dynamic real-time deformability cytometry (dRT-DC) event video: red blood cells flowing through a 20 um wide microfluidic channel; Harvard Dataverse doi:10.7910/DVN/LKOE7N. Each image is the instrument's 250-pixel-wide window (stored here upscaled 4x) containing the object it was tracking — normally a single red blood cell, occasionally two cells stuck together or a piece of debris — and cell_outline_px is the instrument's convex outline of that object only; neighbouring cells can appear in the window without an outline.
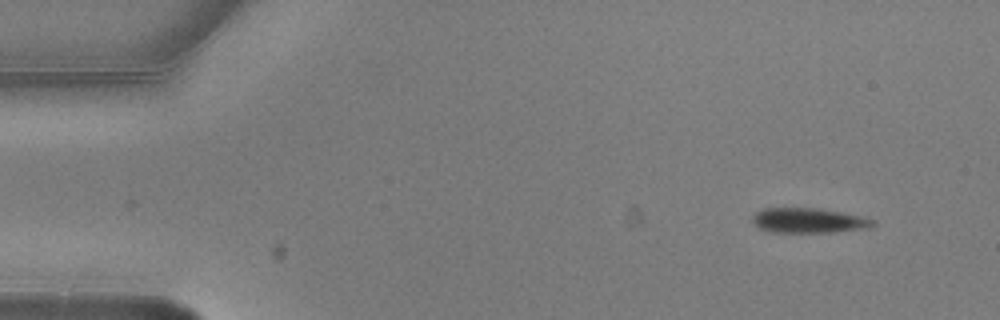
{"species": "common noctule bat (a hibernating species)", "species_latin": "Nyctalus noctula", "temperature_condition": "warm", "stored_images_in_passage": 4, "camera_frame_rate_fps": 3000, "um_per_image_px": 0.085, "animal": {"sex": "male", "body_mass_g": 20.5, "forearm_length_mm": 52.5}, "frame": {"image": 1, "passage_image": 1, "time_ms": 0.0, "image_size_px": [1000, 320], "cell_outline_px": [[876, 224], [868, 228], [832, 232], [768, 232], [760, 228], [752, 220], [752, 216], [756, 212], [764, 208], [820, 208], [868, 216], [876, 220]], "centroid_in_image_um": [68.81, 18.73], "position_along_channel_um": 16.2, "area_um2": 17.8}}
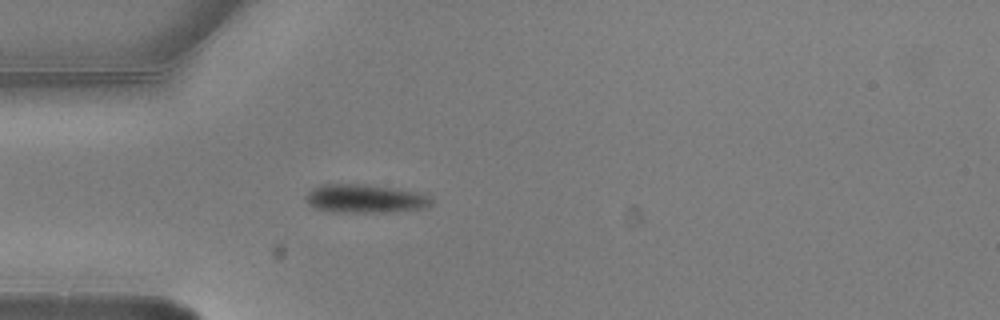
{"frame": {"image": 2, "passage_image": 4, "time_ms": 1.0, "image_size_px": [1000, 320], "cell_outline_px": [[432, 204], [420, 208], [388, 212], [332, 212], [316, 208], [308, 204], [304, 196], [312, 188], [320, 184], [364, 184], [412, 192], [428, 196], [432, 200]], "centroid_in_image_um": [30.91, 16.89], "position_along_channel_um": 54.1, "area_um2": 20.46}}